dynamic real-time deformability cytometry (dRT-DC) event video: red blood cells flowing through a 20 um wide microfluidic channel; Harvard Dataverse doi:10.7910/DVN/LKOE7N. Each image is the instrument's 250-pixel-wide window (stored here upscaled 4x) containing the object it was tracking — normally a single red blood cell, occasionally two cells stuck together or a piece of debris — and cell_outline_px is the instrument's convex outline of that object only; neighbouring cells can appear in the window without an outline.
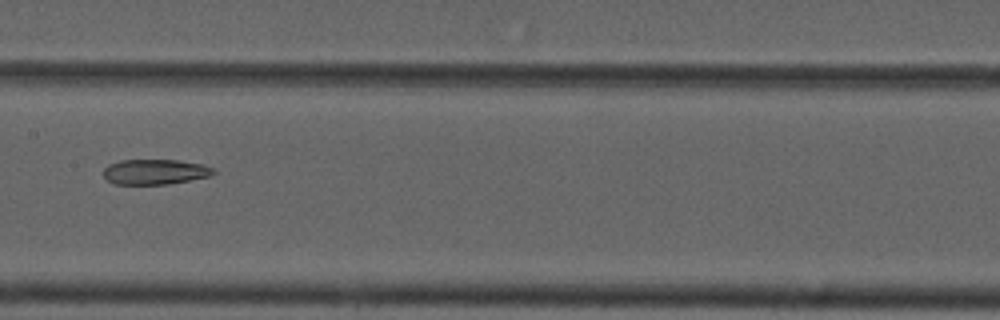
{"species": "common noctule bat (a hibernating species)", "species_latin": "Nyctalus noctula", "temperature_condition": "cold", "stored_images_in_passage": 4, "camera_frame_rate_fps": 3000, "um_per_image_px": 0.085, "animal": {"sex": "male", "forearm_length_mm": 52.5}, "frame": {"image": 1, "passage_image": 4, "time_ms": 3.667, "image_size_px": [1000, 320], "cell_outline_px": [[216, 172], [208, 176], [168, 184], [116, 184], [108, 180], [104, 176], [104, 168], [108, 164], [120, 160], [176, 160], [204, 164], [212, 168]], "centroid_in_image_um": [13.15, 14.59], "position_along_channel_um": 194.2, "area_um2": 16.01}}